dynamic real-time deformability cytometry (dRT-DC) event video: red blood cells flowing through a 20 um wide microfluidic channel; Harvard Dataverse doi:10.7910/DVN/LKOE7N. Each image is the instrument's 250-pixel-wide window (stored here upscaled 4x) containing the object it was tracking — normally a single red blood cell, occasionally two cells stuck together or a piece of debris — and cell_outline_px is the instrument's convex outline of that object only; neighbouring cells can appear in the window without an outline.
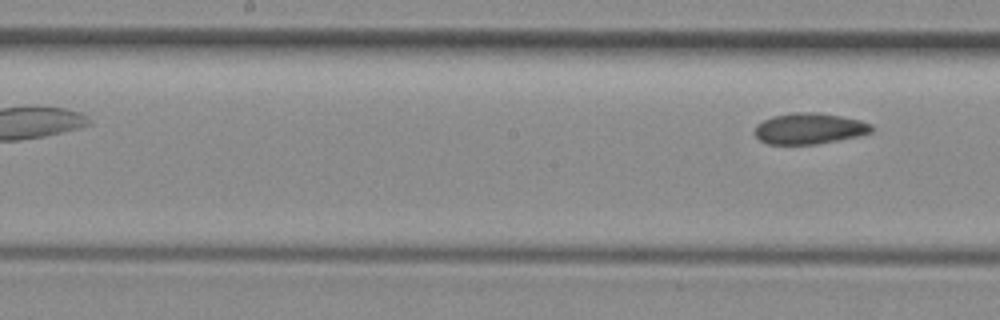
{"species": "common noctule bat (a hibernating species)", "species_latin": "Nyctalus noctula", "temperature_condition": "room temperature", "stored_images_in_passage": 7, "segment_of_instrument_passage": [2, 2], "camera_frame_rate_fps": 3000, "um_per_image_px": 0.085, "animal": {"sex": "female", "body_mass_g": 29.2, "forearm_length_mm": 56.3}, "frame": {"image": 1, "passage_image": 7, "time_ms": 7.0, "image_size_px": [1000, 320], "cell_outline_px": [[876, 128], [872, 132], [860, 136], [816, 144], [768, 144], [760, 140], [756, 136], [756, 124], [772, 116], [796, 112], [816, 112], [840, 116], [860, 120], [872, 124]], "centroid_in_image_um": [68.84, 10.93], "position_along_channel_um": 179.4, "area_um2": 21.15}}